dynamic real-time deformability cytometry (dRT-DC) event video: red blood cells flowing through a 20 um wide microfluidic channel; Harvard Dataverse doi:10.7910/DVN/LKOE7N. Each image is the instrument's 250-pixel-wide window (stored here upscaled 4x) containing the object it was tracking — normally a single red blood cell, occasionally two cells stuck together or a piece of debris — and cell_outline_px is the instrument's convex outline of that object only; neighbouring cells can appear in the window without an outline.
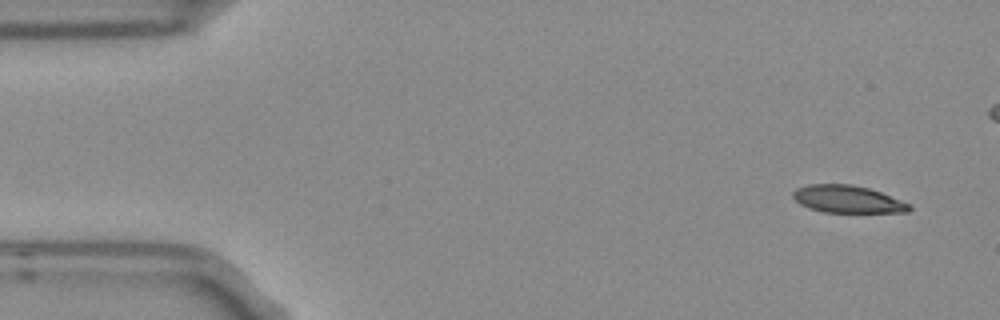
{"species": "Egyptian fruit bat (a non-hibernating species)", "species_latin": "Rousettus aegyptiacus", "temperature_condition": "room temperature", "stored_images_in_passage": 4, "camera_frame_rate_fps": 3000, "um_per_image_px": 0.085, "frame": {"image": 1, "passage_image": 1, "time_ms": 0.0, "image_size_px": [1000, 320], "cell_outline_px": [[912, 208], [908, 212], [824, 212], [808, 208], [800, 204], [792, 196], [792, 192], [796, 188], [808, 184], [852, 184], [868, 188], [880, 192], [912, 204]], "centroid_in_image_um": [72.04, 16.93], "position_along_channel_um": 13.0, "area_um2": 18.61}}